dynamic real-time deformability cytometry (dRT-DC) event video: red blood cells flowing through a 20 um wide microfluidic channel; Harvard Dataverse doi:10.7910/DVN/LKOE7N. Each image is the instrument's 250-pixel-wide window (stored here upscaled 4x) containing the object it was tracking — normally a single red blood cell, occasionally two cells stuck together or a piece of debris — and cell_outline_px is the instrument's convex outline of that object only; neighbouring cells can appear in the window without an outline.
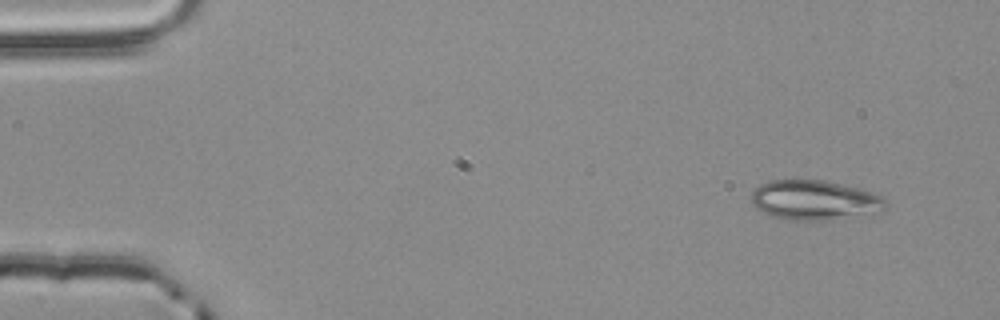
{"species": "common noctule bat (a hibernating species)", "species_latin": "Nyctalus noctula", "temperature_condition": "room temperature", "stored_images_in_passage": 3, "camera_frame_rate_fps": 3000, "um_per_image_px": 0.085, "animal": {"sex": "male", "body_mass_g": 20.4}, "frame": {"image": 1, "passage_image": 1, "time_ms": 0.0, "image_size_px": [1000, 320], "cell_outline_px": [[888, 204], [880, 212], [868, 216], [828, 220], [788, 220], [772, 216], [756, 208], [752, 204], [752, 192], [760, 184], [768, 180], [824, 180], [860, 188], [872, 192], [888, 200]], "centroid_in_image_um": [69.3, 17.02], "position_along_channel_um": 15.7, "area_um2": 31.62}}